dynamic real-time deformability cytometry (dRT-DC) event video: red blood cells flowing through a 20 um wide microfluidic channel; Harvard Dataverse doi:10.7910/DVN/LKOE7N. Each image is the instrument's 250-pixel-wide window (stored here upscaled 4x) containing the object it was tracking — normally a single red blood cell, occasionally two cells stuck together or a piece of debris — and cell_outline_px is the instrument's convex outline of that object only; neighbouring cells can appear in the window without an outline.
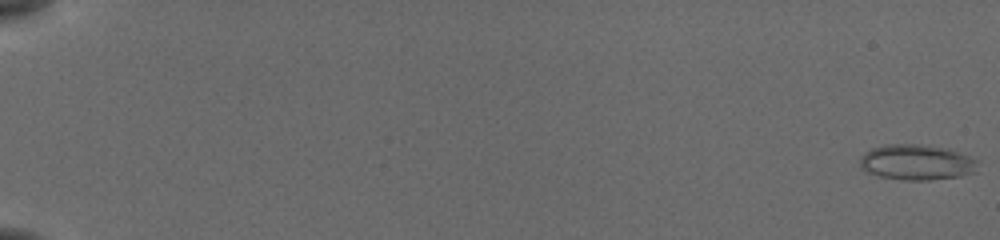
{"species": "common noctule bat (a hibernating species)", "species_latin": "Nyctalus noctula", "temperature_condition": "cold", "stored_images_in_passage": 56, "camera_frame_rate_fps": 3000, "um_per_image_px": 0.085, "animal": {"sex": "female", "body_mass_g": 19.5, "forearm_length_mm": 54.1}, "frame": {"image": 1, "passage_image": 1, "time_ms": 0.0, "image_size_px": [1000, 240], "cell_outline_px": [[976, 172], [960, 176], [928, 180], [908, 180], [880, 176], [868, 172], [860, 168], [860, 156], [864, 152], [872, 148], [884, 144], [920, 144], [940, 148], [956, 152], [968, 156], [976, 160]], "centroid_in_image_um": [77.85, 13.79], "position_along_channel_um": 7.1, "area_um2": 24.04}}
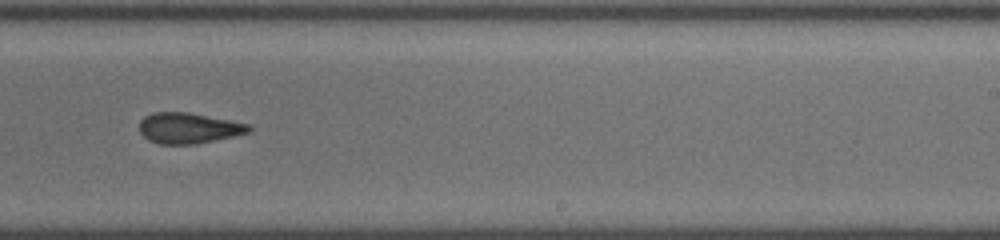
{"frame": {"image": 2, "passage_image": 38, "time_ms": 12.333, "image_size_px": [1000, 240], "cell_outline_px": [[252, 128], [248, 132], [232, 136], [196, 144], [160, 144], [148, 140], [140, 132], [140, 120], [144, 116], [152, 112], [188, 112], [248, 124]], "centroid_in_image_um": [15.97, 10.88], "position_along_channel_um": 273.0, "area_um2": 19.36}}
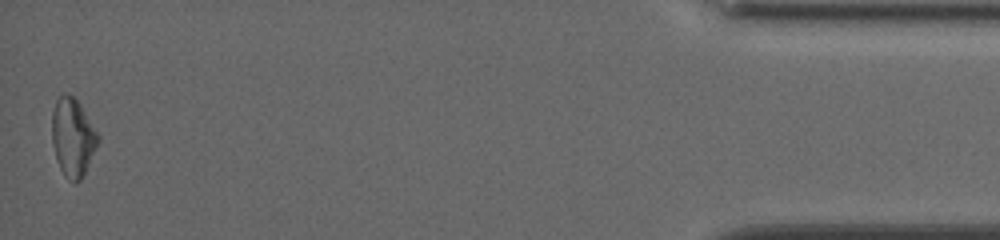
{"frame": {"image": 3, "passage_image": 56, "time_ms": 18.333, "image_size_px": [1000, 240], "cell_outline_px": [[100, 140], [80, 180], [76, 184], [72, 184], [64, 176], [56, 160], [52, 144], [52, 112], [56, 100], [64, 92], [68, 92], [80, 104], [100, 136]], "centroid_in_image_um": [6.17, 11.68], "position_along_channel_um": 429.0, "area_um2": 21.1}, "authors_computed_cell_mechanics": {"area_um2": 20.5768, "velocity_mm_per_s": 3.842, "shape_relaxation_time_tau1_ms": 6.0224, "shape_relaxation_time_tau2_ms": 4.3429, "deformation_change_tau1": 0.1089, "deformation_change_tau2": 0.1156}}